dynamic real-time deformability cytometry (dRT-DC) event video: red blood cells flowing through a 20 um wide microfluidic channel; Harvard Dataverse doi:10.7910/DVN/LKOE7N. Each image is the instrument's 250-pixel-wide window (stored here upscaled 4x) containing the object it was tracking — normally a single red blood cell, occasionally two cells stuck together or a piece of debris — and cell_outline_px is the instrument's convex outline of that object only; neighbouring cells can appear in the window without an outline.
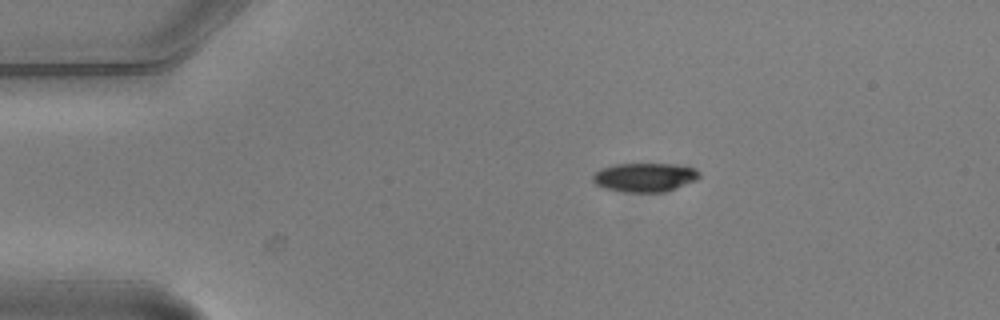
{"species": "common noctule bat (a hibernating species)", "species_latin": "Nyctalus noctula", "temperature_condition": "warm", "stored_images_in_passage": 5, "camera_frame_rate_fps": 3000, "um_per_image_px": 0.085, "animal": {"sex": "male", "body_mass_g": 20.5, "forearm_length_mm": 52.5}, "frame": {"image": 1, "passage_image": 2, "time_ms": 0.333, "image_size_px": [1000, 320], "cell_outline_px": [[700, 176], [696, 180], [676, 188], [664, 192], [624, 192], [604, 188], [596, 184], [592, 180], [592, 176], [600, 168], [616, 164], [676, 164], [696, 168], [700, 172]], "centroid_in_image_um": [54.81, 15.07], "position_along_channel_um": 30.2, "area_um2": 18.03}}
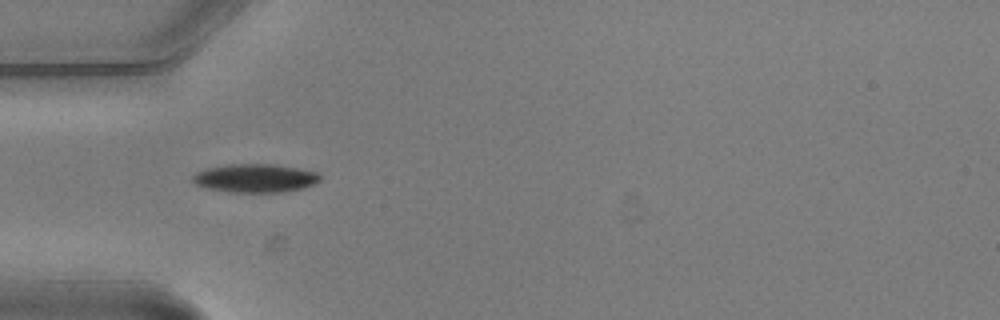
{"frame": {"image": 2, "passage_image": 4, "time_ms": 1.0, "image_size_px": [1000, 320], "cell_outline_px": [[320, 180], [316, 184], [304, 188], [284, 192], [228, 192], [208, 188], [196, 184], [192, 180], [192, 176], [196, 172], [208, 168], [228, 164], [272, 164], [296, 168], [316, 172], [320, 176]], "centroid_in_image_um": [21.7, 15.15], "position_along_channel_um": 63.3, "area_um2": 21.1}}
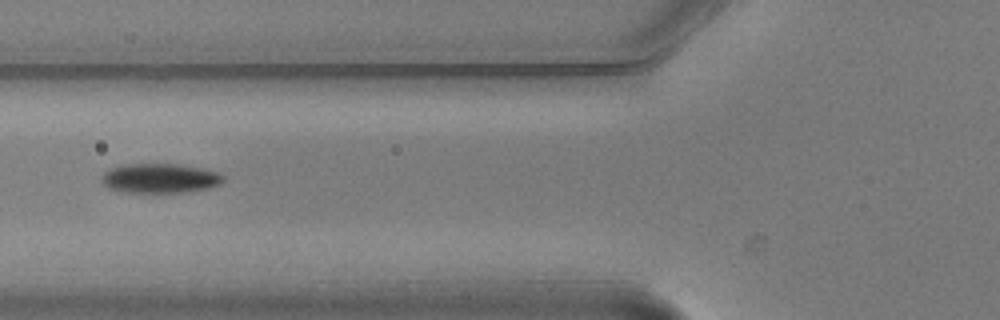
{"frame": {"image": 3, "passage_image": 5, "time_ms": 1.333, "image_size_px": [1000, 320], "cell_outline_px": [[224, 180], [220, 184], [208, 188], [188, 192], [120, 192], [108, 188], [100, 180], [100, 176], [104, 172], [112, 168], [124, 164], [180, 164], [200, 168], [216, 172], [224, 176]], "centroid_in_image_um": [13.56, 15.16], "position_along_channel_um": 112.2, "area_um2": 20.98}}